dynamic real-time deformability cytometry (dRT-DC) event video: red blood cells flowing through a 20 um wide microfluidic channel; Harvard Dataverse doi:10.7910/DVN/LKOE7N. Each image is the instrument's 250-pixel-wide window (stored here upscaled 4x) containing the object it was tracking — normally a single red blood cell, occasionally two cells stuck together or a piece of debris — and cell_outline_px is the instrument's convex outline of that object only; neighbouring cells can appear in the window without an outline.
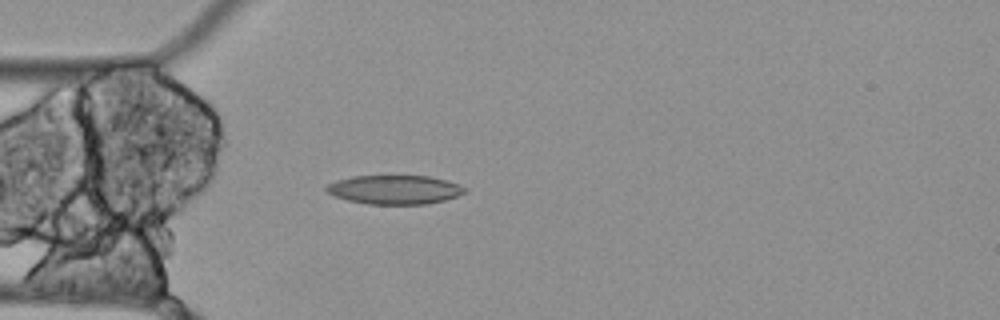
{"species": "Egyptian fruit bat (a non-hibernating species)", "species_latin": "Rousettus aegyptiacus", "temperature_condition": "cold", "stored_images_in_passage": 56, "camera_frame_rate_fps": 3000, "um_per_image_px": 0.085, "animal": {"sex": "female"}, "frame": {"image": 1, "passage_image": 15, "time_ms": 4.667, "image_size_px": [1000, 320], "cell_outline_px": [[468, 192], [444, 200], [424, 204], [368, 204], [348, 200], [336, 196], [328, 192], [324, 188], [328, 184], [336, 180], [352, 176], [428, 176], [460, 184], [468, 188]], "centroid_in_image_um": [33.57, 16.12], "position_along_channel_um": 51.4, "area_um2": 23.29}}
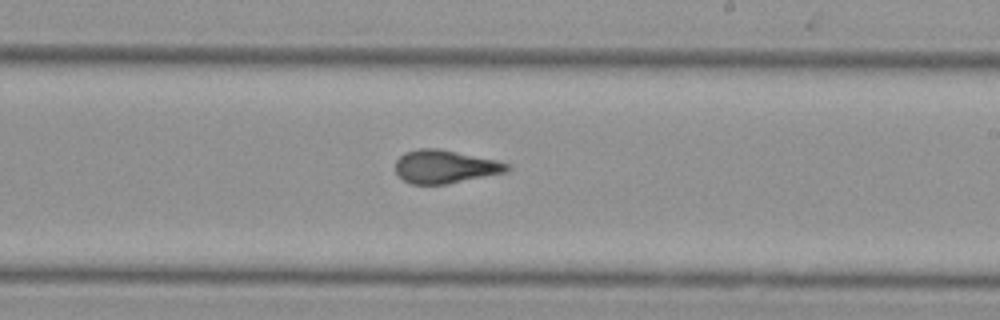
{"frame": {"image": 2, "passage_image": 32, "time_ms": 10.333, "image_size_px": [1000, 320], "cell_outline_px": [[512, 168], [508, 172], [448, 184], [412, 184], [404, 180], [396, 172], [396, 160], [404, 152], [420, 148], [440, 148], [496, 160], [508, 164]], "centroid_in_image_um": [37.85, 14.16], "position_along_channel_um": 251.1, "area_um2": 21.73}}
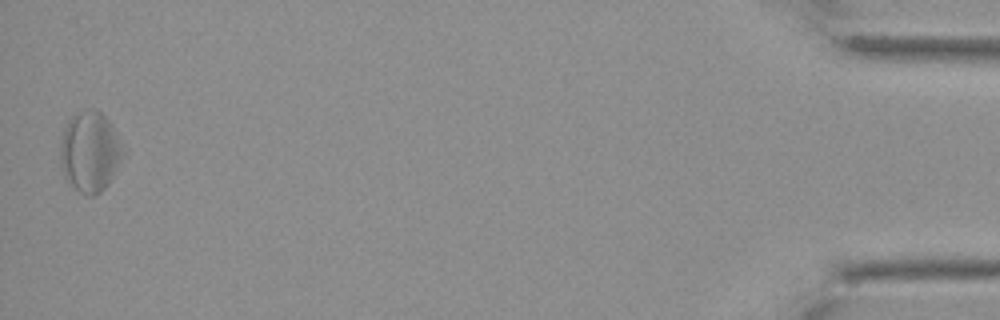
{"frame": {"image": 3, "passage_image": 55, "time_ms": 18.0, "image_size_px": [1000, 320], "cell_outline_px": [[120, 156], [116, 172], [108, 184], [100, 192], [92, 196], [88, 196], [80, 192], [64, 176], [60, 164], [60, 144], [64, 128], [68, 120], [72, 116], [88, 108], [92, 108], [100, 112], [112, 124], [120, 148]], "centroid_in_image_um": [7.59, 12.9], "position_along_channel_um": 427.6, "area_um2": 28.73}, "authors_computed_cell_mechanics": {"area_um2": 23.2356, "velocity_mm_per_s": 3.4733, "shape_relaxation_time_tau1_ms": null, "shape_relaxation_time_tau2_ms": 3.0473, "deformation_change_tau1": null, "deformation_change_tau2": 0.1229}}